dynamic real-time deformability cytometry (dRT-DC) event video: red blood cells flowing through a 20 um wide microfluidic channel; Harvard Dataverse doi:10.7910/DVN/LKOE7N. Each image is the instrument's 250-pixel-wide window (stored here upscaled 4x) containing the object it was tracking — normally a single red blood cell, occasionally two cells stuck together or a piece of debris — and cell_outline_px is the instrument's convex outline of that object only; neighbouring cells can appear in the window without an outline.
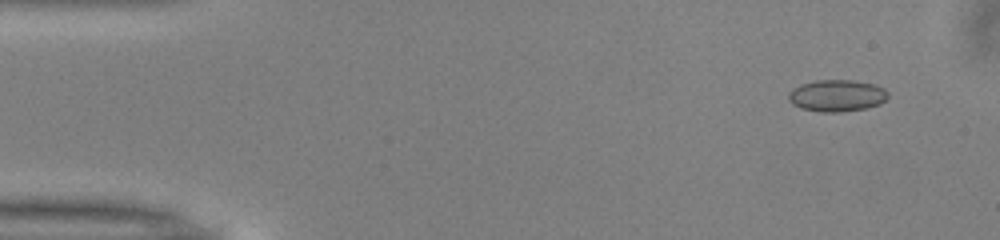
{"species": "common noctule bat (a hibernating species)", "species_latin": "Nyctalus noctula", "temperature_condition": "warm", "stored_images_in_passage": 48, "camera_frame_rate_fps": 3000, "um_per_image_px": 0.085, "animal": {"sex": "male", "body_mass_g": 13.0, "forearm_length_mm": 53.1}, "frame": {"image": 1, "passage_image": 1, "time_ms": 0.0, "image_size_px": [1000, 240], "cell_outline_px": [[888, 96], [880, 104], [864, 108], [840, 112], [820, 112], [800, 108], [792, 104], [788, 100], [788, 92], [792, 88], [800, 84], [816, 80], [852, 80], [872, 84], [884, 88], [888, 92]], "centroid_in_image_um": [71.08, 8.13], "position_along_channel_um": 13.9, "area_um2": 18.5}}
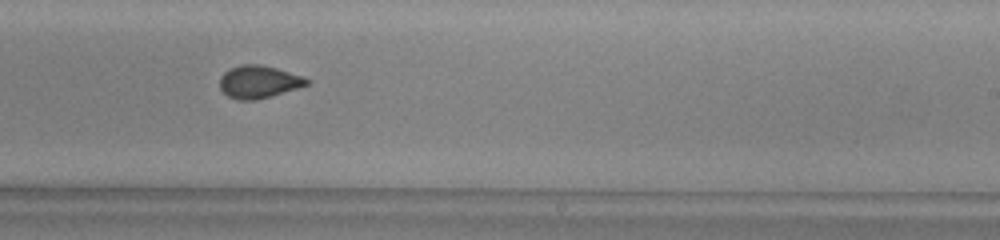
{"frame": {"image": 2, "passage_image": 28, "time_ms": 9.0, "image_size_px": [1000, 240], "cell_outline_px": [[312, 80], [308, 84], [296, 88], [256, 100], [236, 100], [228, 96], [220, 88], [220, 76], [224, 72], [240, 64], [260, 64], [276, 68], [304, 76]], "centroid_in_image_um": [21.99, 6.95], "position_along_channel_um": 267.0, "area_um2": 16.47}}
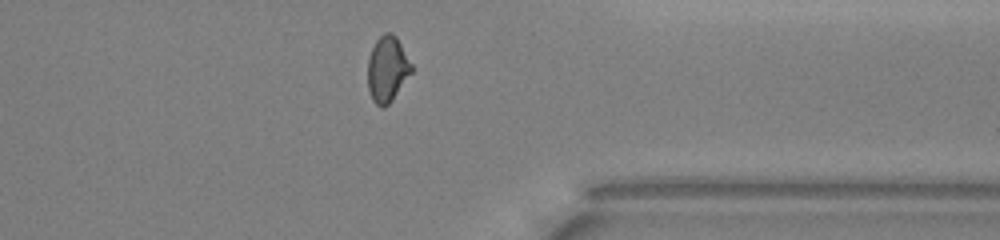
{"frame": {"image": 3, "passage_image": 37, "time_ms": 12.0, "image_size_px": [1000, 240], "cell_outline_px": [[412, 72], [392, 100], [384, 108], [380, 108], [372, 100], [368, 88], [368, 60], [372, 48], [376, 40], [384, 32], [392, 32], [396, 36], [412, 64]], "centroid_in_image_um": [32.92, 5.87], "position_along_channel_um": 378.5, "area_um2": 16.76}, "authors_computed_cell_mechanics": {"area_um2": 16.8198, "velocity_mm_per_s": 4.0218, "shape_relaxation_time_tau1_ms": 7.9398, "shape_relaxation_time_tau2_ms": 0.6348, "deformation_change_tau1": 0.1307, "deformation_change_tau2": 0.0395}}